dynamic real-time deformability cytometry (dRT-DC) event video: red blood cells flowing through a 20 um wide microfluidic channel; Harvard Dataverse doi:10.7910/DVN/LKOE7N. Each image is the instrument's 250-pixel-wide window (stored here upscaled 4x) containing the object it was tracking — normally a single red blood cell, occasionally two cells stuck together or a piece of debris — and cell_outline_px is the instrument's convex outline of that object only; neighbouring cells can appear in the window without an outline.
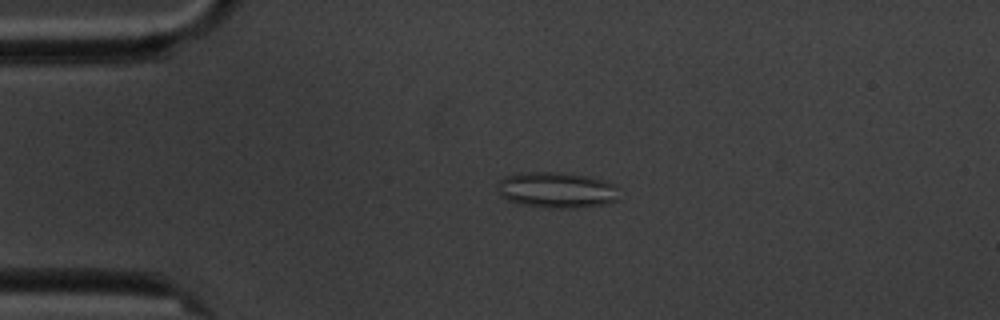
{"species": "common noctule bat (a hibernating species)", "species_latin": "Nyctalus noctula", "temperature_condition": "cold", "stored_images_in_passage": 4, "camera_frame_rate_fps": 3000, "um_per_image_px": 0.085, "animal": {"sex": "male", "body_mass_g": 20.1, "forearm_length_mm": 53.5}, "frame": {"image": 1, "passage_image": 4, "time_ms": 4.333, "image_size_px": [1000, 320], "cell_outline_px": [[620, 200], [604, 204], [576, 208], [544, 208], [516, 204], [500, 196], [496, 184], [504, 176], [520, 172], [564, 172], [584, 176], [600, 180], [612, 184], [616, 188]], "centroid_in_image_um": [47.25, 16.16], "position_along_channel_um": 37.8, "area_um2": 25.72}}